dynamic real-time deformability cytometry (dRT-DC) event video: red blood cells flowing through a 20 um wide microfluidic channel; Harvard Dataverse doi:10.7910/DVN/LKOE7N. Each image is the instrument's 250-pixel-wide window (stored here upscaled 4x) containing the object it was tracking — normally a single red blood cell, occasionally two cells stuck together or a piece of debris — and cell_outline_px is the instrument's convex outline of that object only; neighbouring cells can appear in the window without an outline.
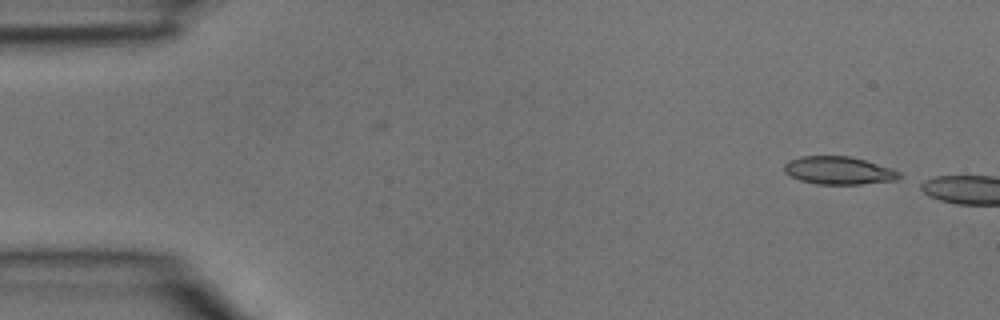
{"species": "common noctule bat (a hibernating species)", "species_latin": "Nyctalus noctula", "temperature_condition": "room temperature", "stored_images_in_passage": 2, "camera_frame_rate_fps": 3000, "um_per_image_px": 0.085, "animal": {"sex": "male", "body_mass_g": 15.6}, "frame": {"image": 1, "passage_image": 2, "time_ms": 0.333, "image_size_px": [1000, 320], "cell_outline_px": [[900, 176], [896, 180], [860, 184], [816, 184], [800, 180], [784, 172], [784, 164], [788, 160], [804, 156], [848, 156], [864, 160], [900, 172]], "centroid_in_image_um": [71.24, 14.49], "position_along_channel_um": 13.8, "area_um2": 18.38}}